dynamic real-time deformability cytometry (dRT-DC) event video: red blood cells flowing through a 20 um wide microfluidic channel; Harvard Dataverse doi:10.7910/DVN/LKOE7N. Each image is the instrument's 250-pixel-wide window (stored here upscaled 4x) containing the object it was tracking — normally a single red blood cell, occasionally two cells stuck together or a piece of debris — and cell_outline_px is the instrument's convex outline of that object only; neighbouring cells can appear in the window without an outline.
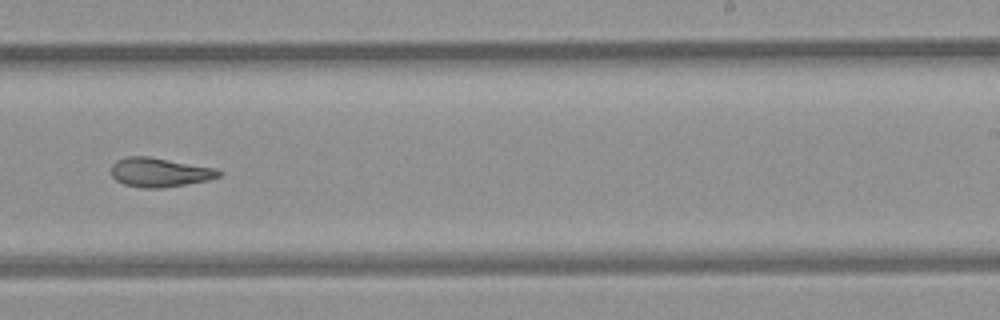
{"species": "common noctule bat (a hibernating species)", "species_latin": "Nyctalus noctula", "temperature_condition": "room temperature", "stored_images_in_passage": 38, "camera_frame_rate_fps": 3000, "um_per_image_px": 0.085, "animal": {"sex": "female", "body_mass_g": 21.9}, "frame": {"image": 1, "passage_image": 17, "time_ms": 5.333, "image_size_px": [1000, 320], "cell_outline_px": [[220, 176], [208, 180], [164, 188], [140, 188], [124, 184], [116, 180], [112, 176], [112, 164], [116, 160], [128, 156], [148, 156], [216, 168], [220, 172]], "centroid_in_image_um": [13.54, 14.65], "position_along_channel_um": 275.5, "area_um2": 18.26}, "authors_computed_cell_mechanics": {"area_um2": 18.9584, "velocity_mm_per_s": 3.8674, "shape_relaxation_time_tau1_ms": null, "shape_relaxation_time_tau2_ms": 3.4121, "deformation_change_tau1": null, "deformation_change_tau2": 0.1167}}